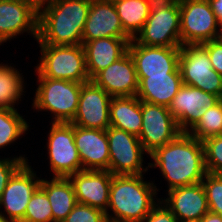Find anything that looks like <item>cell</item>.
Instances as JSON below:
<instances>
[{
	"label": "cell",
	"mask_w": 222,
	"mask_h": 222,
	"mask_svg": "<svg viewBox=\"0 0 222 222\" xmlns=\"http://www.w3.org/2000/svg\"><path fill=\"white\" fill-rule=\"evenodd\" d=\"M157 188L141 175H113L106 217L109 222H142L160 202L154 201ZM108 209L114 213L109 215Z\"/></svg>",
	"instance_id": "cell-3"
},
{
	"label": "cell",
	"mask_w": 222,
	"mask_h": 222,
	"mask_svg": "<svg viewBox=\"0 0 222 222\" xmlns=\"http://www.w3.org/2000/svg\"><path fill=\"white\" fill-rule=\"evenodd\" d=\"M109 145V171L113 175H141L148 167L143 168V154L146 151L139 138L124 130L110 126L106 130Z\"/></svg>",
	"instance_id": "cell-9"
},
{
	"label": "cell",
	"mask_w": 222,
	"mask_h": 222,
	"mask_svg": "<svg viewBox=\"0 0 222 222\" xmlns=\"http://www.w3.org/2000/svg\"><path fill=\"white\" fill-rule=\"evenodd\" d=\"M158 167L170 189L202 182L205 168L204 145L187 132H181L173 141L157 148L149 155Z\"/></svg>",
	"instance_id": "cell-1"
},
{
	"label": "cell",
	"mask_w": 222,
	"mask_h": 222,
	"mask_svg": "<svg viewBox=\"0 0 222 222\" xmlns=\"http://www.w3.org/2000/svg\"><path fill=\"white\" fill-rule=\"evenodd\" d=\"M168 198L162 199L178 222H199L209 211L202 182L170 189Z\"/></svg>",
	"instance_id": "cell-18"
},
{
	"label": "cell",
	"mask_w": 222,
	"mask_h": 222,
	"mask_svg": "<svg viewBox=\"0 0 222 222\" xmlns=\"http://www.w3.org/2000/svg\"><path fill=\"white\" fill-rule=\"evenodd\" d=\"M22 222H53L50 201L40 187L32 194Z\"/></svg>",
	"instance_id": "cell-30"
},
{
	"label": "cell",
	"mask_w": 222,
	"mask_h": 222,
	"mask_svg": "<svg viewBox=\"0 0 222 222\" xmlns=\"http://www.w3.org/2000/svg\"><path fill=\"white\" fill-rule=\"evenodd\" d=\"M134 40L146 46L181 47L179 0H154L149 17Z\"/></svg>",
	"instance_id": "cell-5"
},
{
	"label": "cell",
	"mask_w": 222,
	"mask_h": 222,
	"mask_svg": "<svg viewBox=\"0 0 222 222\" xmlns=\"http://www.w3.org/2000/svg\"><path fill=\"white\" fill-rule=\"evenodd\" d=\"M131 40V38L107 37L82 43L90 80L121 58L128 51Z\"/></svg>",
	"instance_id": "cell-22"
},
{
	"label": "cell",
	"mask_w": 222,
	"mask_h": 222,
	"mask_svg": "<svg viewBox=\"0 0 222 222\" xmlns=\"http://www.w3.org/2000/svg\"><path fill=\"white\" fill-rule=\"evenodd\" d=\"M209 211L222 216V175L206 173L202 180Z\"/></svg>",
	"instance_id": "cell-31"
},
{
	"label": "cell",
	"mask_w": 222,
	"mask_h": 222,
	"mask_svg": "<svg viewBox=\"0 0 222 222\" xmlns=\"http://www.w3.org/2000/svg\"><path fill=\"white\" fill-rule=\"evenodd\" d=\"M211 8L217 17L219 24H222V0H209Z\"/></svg>",
	"instance_id": "cell-38"
},
{
	"label": "cell",
	"mask_w": 222,
	"mask_h": 222,
	"mask_svg": "<svg viewBox=\"0 0 222 222\" xmlns=\"http://www.w3.org/2000/svg\"><path fill=\"white\" fill-rule=\"evenodd\" d=\"M154 0H119L114 2L124 32L134 39L151 12Z\"/></svg>",
	"instance_id": "cell-26"
},
{
	"label": "cell",
	"mask_w": 222,
	"mask_h": 222,
	"mask_svg": "<svg viewBox=\"0 0 222 222\" xmlns=\"http://www.w3.org/2000/svg\"><path fill=\"white\" fill-rule=\"evenodd\" d=\"M30 5L38 13L48 4L50 0H12Z\"/></svg>",
	"instance_id": "cell-37"
},
{
	"label": "cell",
	"mask_w": 222,
	"mask_h": 222,
	"mask_svg": "<svg viewBox=\"0 0 222 222\" xmlns=\"http://www.w3.org/2000/svg\"><path fill=\"white\" fill-rule=\"evenodd\" d=\"M39 45L41 58L35 70L38 78L60 79L78 83L91 81L86 68L82 44Z\"/></svg>",
	"instance_id": "cell-4"
},
{
	"label": "cell",
	"mask_w": 222,
	"mask_h": 222,
	"mask_svg": "<svg viewBox=\"0 0 222 222\" xmlns=\"http://www.w3.org/2000/svg\"><path fill=\"white\" fill-rule=\"evenodd\" d=\"M28 159L23 156L14 157L12 159H0V196L3 193L6 185L13 174L24 164Z\"/></svg>",
	"instance_id": "cell-34"
},
{
	"label": "cell",
	"mask_w": 222,
	"mask_h": 222,
	"mask_svg": "<svg viewBox=\"0 0 222 222\" xmlns=\"http://www.w3.org/2000/svg\"><path fill=\"white\" fill-rule=\"evenodd\" d=\"M91 0H50L39 12V44L81 45Z\"/></svg>",
	"instance_id": "cell-2"
},
{
	"label": "cell",
	"mask_w": 222,
	"mask_h": 222,
	"mask_svg": "<svg viewBox=\"0 0 222 222\" xmlns=\"http://www.w3.org/2000/svg\"><path fill=\"white\" fill-rule=\"evenodd\" d=\"M142 129L139 140L146 154L173 141L180 133L169 108L141 101Z\"/></svg>",
	"instance_id": "cell-11"
},
{
	"label": "cell",
	"mask_w": 222,
	"mask_h": 222,
	"mask_svg": "<svg viewBox=\"0 0 222 222\" xmlns=\"http://www.w3.org/2000/svg\"><path fill=\"white\" fill-rule=\"evenodd\" d=\"M130 38L123 29L113 3L91 1L82 35V43L99 38Z\"/></svg>",
	"instance_id": "cell-21"
},
{
	"label": "cell",
	"mask_w": 222,
	"mask_h": 222,
	"mask_svg": "<svg viewBox=\"0 0 222 222\" xmlns=\"http://www.w3.org/2000/svg\"><path fill=\"white\" fill-rule=\"evenodd\" d=\"M28 162L24 163L10 178L6 188L0 196V208L4 206L5 216L2 211L0 217L6 222H22L32 194L40 186Z\"/></svg>",
	"instance_id": "cell-12"
},
{
	"label": "cell",
	"mask_w": 222,
	"mask_h": 222,
	"mask_svg": "<svg viewBox=\"0 0 222 222\" xmlns=\"http://www.w3.org/2000/svg\"><path fill=\"white\" fill-rule=\"evenodd\" d=\"M110 96L92 80L81 86L77 112L70 122L75 126L107 130L110 127Z\"/></svg>",
	"instance_id": "cell-14"
},
{
	"label": "cell",
	"mask_w": 222,
	"mask_h": 222,
	"mask_svg": "<svg viewBox=\"0 0 222 222\" xmlns=\"http://www.w3.org/2000/svg\"><path fill=\"white\" fill-rule=\"evenodd\" d=\"M0 222H6L2 217H0Z\"/></svg>",
	"instance_id": "cell-42"
},
{
	"label": "cell",
	"mask_w": 222,
	"mask_h": 222,
	"mask_svg": "<svg viewBox=\"0 0 222 222\" xmlns=\"http://www.w3.org/2000/svg\"><path fill=\"white\" fill-rule=\"evenodd\" d=\"M182 45L202 44L217 38L220 24L209 0H179Z\"/></svg>",
	"instance_id": "cell-7"
},
{
	"label": "cell",
	"mask_w": 222,
	"mask_h": 222,
	"mask_svg": "<svg viewBox=\"0 0 222 222\" xmlns=\"http://www.w3.org/2000/svg\"><path fill=\"white\" fill-rule=\"evenodd\" d=\"M201 45L207 50L213 69L222 75V44L214 39Z\"/></svg>",
	"instance_id": "cell-35"
},
{
	"label": "cell",
	"mask_w": 222,
	"mask_h": 222,
	"mask_svg": "<svg viewBox=\"0 0 222 222\" xmlns=\"http://www.w3.org/2000/svg\"><path fill=\"white\" fill-rule=\"evenodd\" d=\"M221 100L220 97L207 93L190 85H182L173 97L169 111L175 118L179 130L188 132L204 115L207 109ZM190 127V128H189Z\"/></svg>",
	"instance_id": "cell-15"
},
{
	"label": "cell",
	"mask_w": 222,
	"mask_h": 222,
	"mask_svg": "<svg viewBox=\"0 0 222 222\" xmlns=\"http://www.w3.org/2000/svg\"><path fill=\"white\" fill-rule=\"evenodd\" d=\"M113 174L108 170H82L68 178L73 184L77 203L107 211Z\"/></svg>",
	"instance_id": "cell-16"
},
{
	"label": "cell",
	"mask_w": 222,
	"mask_h": 222,
	"mask_svg": "<svg viewBox=\"0 0 222 222\" xmlns=\"http://www.w3.org/2000/svg\"><path fill=\"white\" fill-rule=\"evenodd\" d=\"M160 204V205H159ZM163 204V205H162ZM178 222L173 213L160 201L142 222Z\"/></svg>",
	"instance_id": "cell-36"
},
{
	"label": "cell",
	"mask_w": 222,
	"mask_h": 222,
	"mask_svg": "<svg viewBox=\"0 0 222 222\" xmlns=\"http://www.w3.org/2000/svg\"><path fill=\"white\" fill-rule=\"evenodd\" d=\"M199 222H222V216L208 211L200 220Z\"/></svg>",
	"instance_id": "cell-39"
},
{
	"label": "cell",
	"mask_w": 222,
	"mask_h": 222,
	"mask_svg": "<svg viewBox=\"0 0 222 222\" xmlns=\"http://www.w3.org/2000/svg\"><path fill=\"white\" fill-rule=\"evenodd\" d=\"M28 127L17 109L0 108V148L16 141L28 131Z\"/></svg>",
	"instance_id": "cell-28"
},
{
	"label": "cell",
	"mask_w": 222,
	"mask_h": 222,
	"mask_svg": "<svg viewBox=\"0 0 222 222\" xmlns=\"http://www.w3.org/2000/svg\"><path fill=\"white\" fill-rule=\"evenodd\" d=\"M182 85L181 74L142 77L136 96L143 102L169 107Z\"/></svg>",
	"instance_id": "cell-23"
},
{
	"label": "cell",
	"mask_w": 222,
	"mask_h": 222,
	"mask_svg": "<svg viewBox=\"0 0 222 222\" xmlns=\"http://www.w3.org/2000/svg\"><path fill=\"white\" fill-rule=\"evenodd\" d=\"M202 142L206 171L222 175V135L206 138Z\"/></svg>",
	"instance_id": "cell-32"
},
{
	"label": "cell",
	"mask_w": 222,
	"mask_h": 222,
	"mask_svg": "<svg viewBox=\"0 0 222 222\" xmlns=\"http://www.w3.org/2000/svg\"><path fill=\"white\" fill-rule=\"evenodd\" d=\"M47 195L53 214V222H62L77 204L72 182L68 177L41 179L39 186Z\"/></svg>",
	"instance_id": "cell-24"
},
{
	"label": "cell",
	"mask_w": 222,
	"mask_h": 222,
	"mask_svg": "<svg viewBox=\"0 0 222 222\" xmlns=\"http://www.w3.org/2000/svg\"><path fill=\"white\" fill-rule=\"evenodd\" d=\"M47 141L49 163L54 177H69L82 171L72 123L52 122Z\"/></svg>",
	"instance_id": "cell-10"
},
{
	"label": "cell",
	"mask_w": 222,
	"mask_h": 222,
	"mask_svg": "<svg viewBox=\"0 0 222 222\" xmlns=\"http://www.w3.org/2000/svg\"><path fill=\"white\" fill-rule=\"evenodd\" d=\"M219 28L220 29L218 30V35L216 40H218L222 44V24H220Z\"/></svg>",
	"instance_id": "cell-40"
},
{
	"label": "cell",
	"mask_w": 222,
	"mask_h": 222,
	"mask_svg": "<svg viewBox=\"0 0 222 222\" xmlns=\"http://www.w3.org/2000/svg\"><path fill=\"white\" fill-rule=\"evenodd\" d=\"M128 52L134 61L138 81L142 77L181 74L180 47L146 46L132 39L129 42Z\"/></svg>",
	"instance_id": "cell-13"
},
{
	"label": "cell",
	"mask_w": 222,
	"mask_h": 222,
	"mask_svg": "<svg viewBox=\"0 0 222 222\" xmlns=\"http://www.w3.org/2000/svg\"><path fill=\"white\" fill-rule=\"evenodd\" d=\"M74 139L82 162V170L109 171L110 156L106 130L74 125Z\"/></svg>",
	"instance_id": "cell-20"
},
{
	"label": "cell",
	"mask_w": 222,
	"mask_h": 222,
	"mask_svg": "<svg viewBox=\"0 0 222 222\" xmlns=\"http://www.w3.org/2000/svg\"><path fill=\"white\" fill-rule=\"evenodd\" d=\"M91 1H102V2L114 3V2L119 1V0H91Z\"/></svg>",
	"instance_id": "cell-41"
},
{
	"label": "cell",
	"mask_w": 222,
	"mask_h": 222,
	"mask_svg": "<svg viewBox=\"0 0 222 222\" xmlns=\"http://www.w3.org/2000/svg\"><path fill=\"white\" fill-rule=\"evenodd\" d=\"M62 222H108V220L104 211L77 203Z\"/></svg>",
	"instance_id": "cell-33"
},
{
	"label": "cell",
	"mask_w": 222,
	"mask_h": 222,
	"mask_svg": "<svg viewBox=\"0 0 222 222\" xmlns=\"http://www.w3.org/2000/svg\"><path fill=\"white\" fill-rule=\"evenodd\" d=\"M38 82L32 106L50 111L54 123H70L77 112L83 83L51 78H38Z\"/></svg>",
	"instance_id": "cell-6"
},
{
	"label": "cell",
	"mask_w": 222,
	"mask_h": 222,
	"mask_svg": "<svg viewBox=\"0 0 222 222\" xmlns=\"http://www.w3.org/2000/svg\"><path fill=\"white\" fill-rule=\"evenodd\" d=\"M179 69L184 85L194 86L222 99V75L212 67L207 50L201 45H182Z\"/></svg>",
	"instance_id": "cell-8"
},
{
	"label": "cell",
	"mask_w": 222,
	"mask_h": 222,
	"mask_svg": "<svg viewBox=\"0 0 222 222\" xmlns=\"http://www.w3.org/2000/svg\"><path fill=\"white\" fill-rule=\"evenodd\" d=\"M38 20L39 13L30 5L0 0V45L26 31L37 40Z\"/></svg>",
	"instance_id": "cell-19"
},
{
	"label": "cell",
	"mask_w": 222,
	"mask_h": 222,
	"mask_svg": "<svg viewBox=\"0 0 222 222\" xmlns=\"http://www.w3.org/2000/svg\"><path fill=\"white\" fill-rule=\"evenodd\" d=\"M187 133L199 141L222 135V99L216 105L207 109L200 120Z\"/></svg>",
	"instance_id": "cell-29"
},
{
	"label": "cell",
	"mask_w": 222,
	"mask_h": 222,
	"mask_svg": "<svg viewBox=\"0 0 222 222\" xmlns=\"http://www.w3.org/2000/svg\"><path fill=\"white\" fill-rule=\"evenodd\" d=\"M142 119L141 100L137 96L112 97L110 126L139 137Z\"/></svg>",
	"instance_id": "cell-25"
},
{
	"label": "cell",
	"mask_w": 222,
	"mask_h": 222,
	"mask_svg": "<svg viewBox=\"0 0 222 222\" xmlns=\"http://www.w3.org/2000/svg\"><path fill=\"white\" fill-rule=\"evenodd\" d=\"M24 79L18 69L0 64V108L16 109L15 103L21 100Z\"/></svg>",
	"instance_id": "cell-27"
},
{
	"label": "cell",
	"mask_w": 222,
	"mask_h": 222,
	"mask_svg": "<svg viewBox=\"0 0 222 222\" xmlns=\"http://www.w3.org/2000/svg\"><path fill=\"white\" fill-rule=\"evenodd\" d=\"M92 81L112 97L136 96L139 87L135 64L128 51Z\"/></svg>",
	"instance_id": "cell-17"
}]
</instances>
